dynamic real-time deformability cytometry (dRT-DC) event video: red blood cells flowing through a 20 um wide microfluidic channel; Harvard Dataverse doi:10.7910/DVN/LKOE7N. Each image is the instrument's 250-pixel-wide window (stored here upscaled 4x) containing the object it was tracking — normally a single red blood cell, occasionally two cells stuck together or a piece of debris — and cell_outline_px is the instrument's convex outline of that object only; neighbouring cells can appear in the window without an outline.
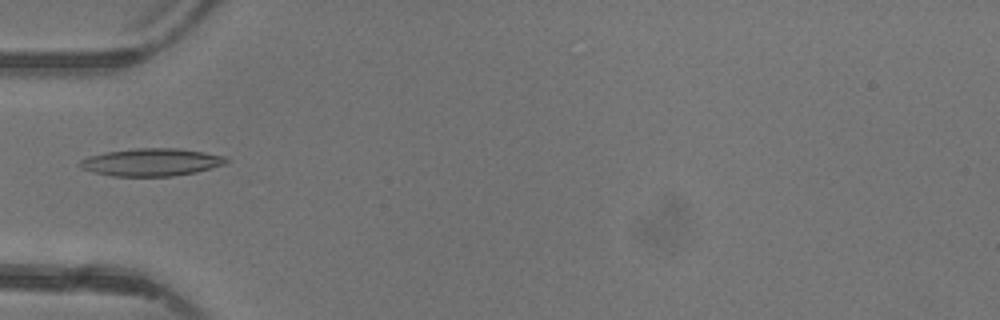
{"species": "common noctule bat (a hibernating species)", "species_latin": "Nyctalus noctula", "temperature_condition": "warm", "stored_images_in_passage": 6, "camera_frame_rate_fps": 3000, "um_per_image_px": 0.085, "animal": {"sex": "female"}, "frame": {"image": 1, "passage_image": 5, "time_ms": 4.667, "image_size_px": [1000, 320], "cell_outline_px": [[228, 164], [196, 172], [172, 176], [112, 176], [92, 172], [80, 168], [76, 164], [80, 160], [88, 156], [104, 152], [136, 148], [180, 148], [204, 152], [224, 156], [228, 160]], "centroid_in_image_um": [12.84, 13.78], "position_along_channel_um": 72.2, "area_um2": 23.81}}
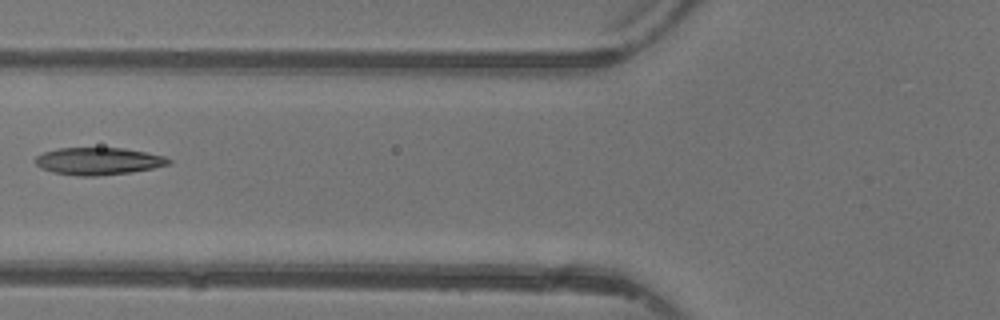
{"frame": {"image": 2, "passage_image": 6, "time_ms": 5.667, "image_size_px": [1000, 320], "cell_outline_px": [[172, 160], [168, 164], [152, 168], [132, 172], [96, 176], [76, 176], [52, 172], [40, 168], [36, 164], [36, 156], [44, 152], [56, 148], [124, 148], [164, 156]], "centroid_in_image_um": [8.32, 13.7], "position_along_channel_um": 117.5, "area_um2": 21.15}}